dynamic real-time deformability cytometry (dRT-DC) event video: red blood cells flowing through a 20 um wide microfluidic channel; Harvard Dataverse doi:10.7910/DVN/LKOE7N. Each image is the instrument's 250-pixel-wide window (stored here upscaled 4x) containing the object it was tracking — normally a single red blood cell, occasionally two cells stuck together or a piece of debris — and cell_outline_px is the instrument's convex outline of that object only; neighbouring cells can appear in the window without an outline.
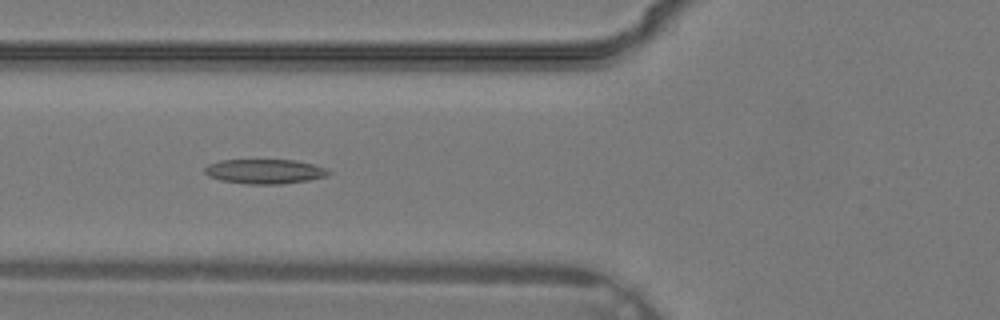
{"species": "common noctule bat (a hibernating species)", "species_latin": "Nyctalus noctula", "temperature_condition": "warm", "stored_images_in_passage": 28, "camera_frame_rate_fps": 3000, "um_per_image_px": 0.085, "animal": {"sex": "male", "body_mass_g": 19.2, "forearm_length_mm": 51.8}, "frame": {"image": 1, "passage_image": 6, "time_ms": 1.667, "image_size_px": [1000, 320], "cell_outline_px": [[332, 172], [328, 176], [308, 180], [280, 184], [248, 184], [220, 180], [208, 176], [204, 172], [204, 168], [208, 164], [220, 160], [296, 160], [312, 164], [324, 168]], "centroid_in_image_um": [22.48, 14.57], "position_along_channel_um": 103.3, "area_um2": 17.74}}
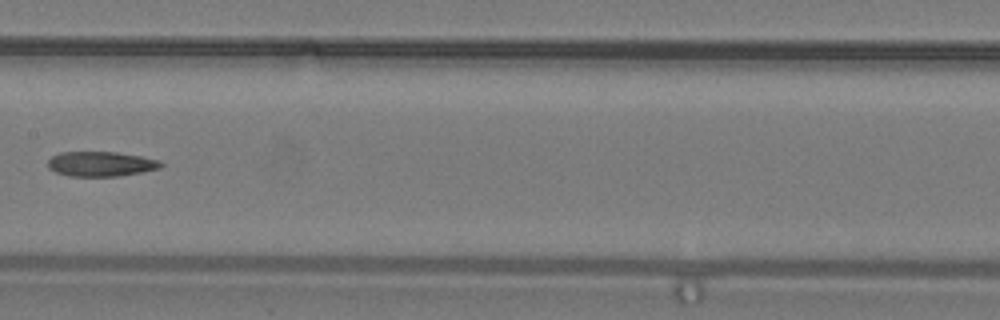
{"frame": {"image": 2, "passage_image": 11, "time_ms": 3.333, "image_size_px": [1000, 320], "cell_outline_px": [[164, 164], [160, 168], [140, 172], [116, 176], [68, 176], [56, 172], [48, 168], [48, 160], [52, 156], [60, 152], [116, 152], [140, 156], [160, 160]], "centroid_in_image_um": [8.56, 13.93], "position_along_channel_um": 198.8, "area_um2": 16.3}}
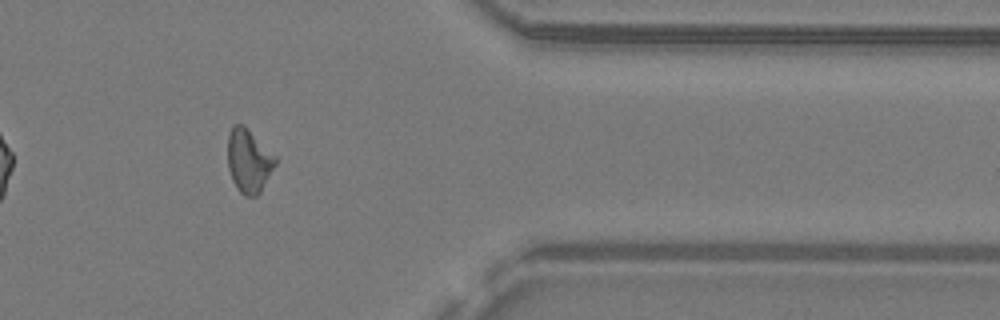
{"frame": {"image": 3, "passage_image": 22, "time_ms": 7.0, "image_size_px": [1000, 320], "cell_outline_px": [[276, 164], [260, 192], [256, 196], [244, 196], [236, 188], [232, 180], [228, 168], [228, 132], [232, 124], [244, 124], [276, 156]], "centroid_in_image_um": [21.13, 13.64], "position_along_channel_um": 390.3, "area_um2": 17.8}}